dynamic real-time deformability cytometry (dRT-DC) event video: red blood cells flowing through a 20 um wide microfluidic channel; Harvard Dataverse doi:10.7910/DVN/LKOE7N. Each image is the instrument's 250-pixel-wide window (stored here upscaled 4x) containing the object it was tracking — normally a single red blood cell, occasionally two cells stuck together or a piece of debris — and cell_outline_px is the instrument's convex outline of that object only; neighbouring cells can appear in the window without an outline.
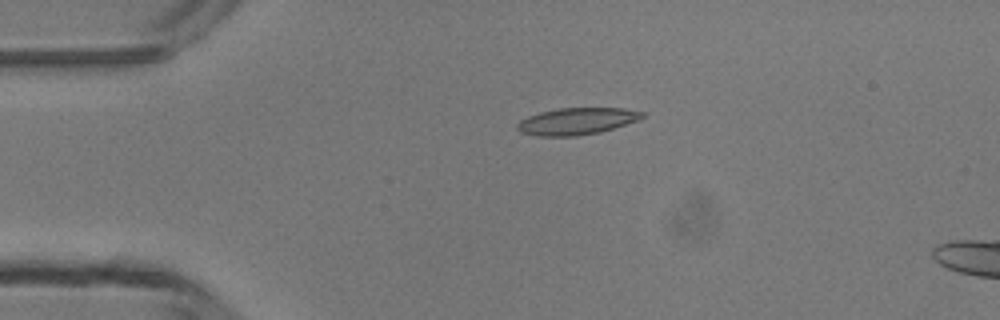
{"species": "common noctule bat (a hibernating species)", "species_latin": "Nyctalus noctula", "temperature_condition": "room temperature", "stored_images_in_passage": 3, "camera_frame_rate_fps": 3000, "um_per_image_px": 0.085, "animal": {"sex": "male", "body_mass_g": 13.3}, "frame": {"image": 1, "passage_image": 1, "time_ms": 0.0, "image_size_px": [1000, 320], "cell_outline_px": [[644, 116], [640, 120], [600, 132], [576, 136], [536, 136], [520, 132], [516, 128], [516, 124], [520, 120], [528, 116], [540, 112], [560, 108], [624, 108], [644, 112]], "centroid_in_image_um": [49.02, 10.3], "position_along_channel_um": 36.0, "area_um2": 19.65}}